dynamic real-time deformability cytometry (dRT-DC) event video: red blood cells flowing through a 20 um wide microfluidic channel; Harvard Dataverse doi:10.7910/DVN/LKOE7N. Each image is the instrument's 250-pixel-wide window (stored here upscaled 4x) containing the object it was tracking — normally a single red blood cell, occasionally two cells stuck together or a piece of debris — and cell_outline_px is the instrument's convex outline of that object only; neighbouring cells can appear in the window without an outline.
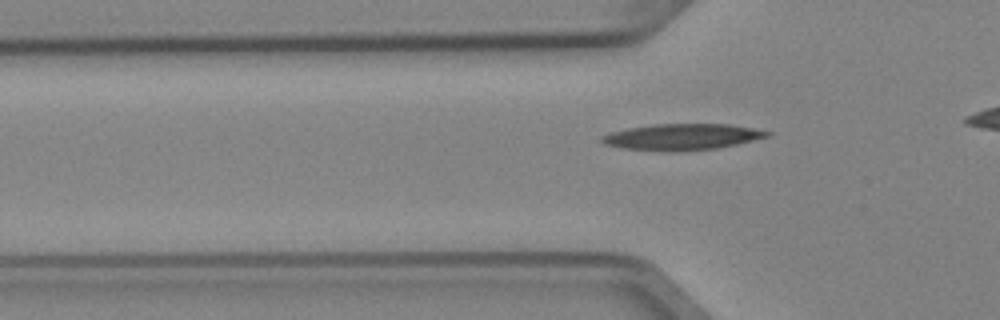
{"species": "Egyptian fruit bat (a non-hibernating species)", "species_latin": "Rousettus aegyptiacus", "temperature_condition": "cold", "stored_images_in_passage": 7, "segment_of_instrument_passage": [2, 2], "camera_frame_rate_fps": 3000, "um_per_image_px": 0.085, "animal": {"sex": "female"}, "frame": {"image": 1, "passage_image": 7, "time_ms": 2.0, "image_size_px": [1000, 320], "cell_outline_px": [[772, 136], [736, 144], [716, 148], [680, 152], [664, 152], [620, 148], [604, 144], [600, 140], [600, 136], [612, 132], [628, 128], [656, 124], [728, 124], [752, 128], [772, 132]], "centroid_in_image_um": [57.96, 11.65], "position_along_channel_um": 67.8, "area_um2": 25.49}}